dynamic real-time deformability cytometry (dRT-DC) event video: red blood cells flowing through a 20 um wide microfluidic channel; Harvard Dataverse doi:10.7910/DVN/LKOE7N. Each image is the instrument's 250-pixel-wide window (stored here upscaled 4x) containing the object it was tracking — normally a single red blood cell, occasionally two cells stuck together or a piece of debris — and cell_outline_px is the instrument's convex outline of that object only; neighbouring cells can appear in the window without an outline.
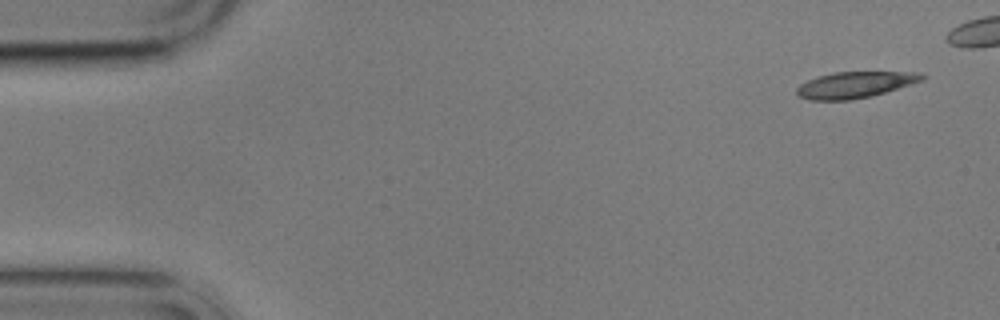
{"species": "common noctule bat (a hibernating species)", "species_latin": "Nyctalus noctula", "temperature_condition": "cold", "stored_images_in_passage": 5, "camera_frame_rate_fps": 3000, "um_per_image_px": 0.085, "animal": {"sex": "male", "body_mass_g": 17.9}, "frame": {"image": 1, "passage_image": 1, "time_ms": 0.0, "image_size_px": [1000, 320], "cell_outline_px": [[928, 76], [924, 80], [872, 96], [848, 100], [808, 100], [800, 96], [796, 92], [796, 88], [800, 84], [808, 80], [820, 76], [836, 72], [920, 72]], "centroid_in_image_um": [72.71, 7.2], "position_along_channel_um": 12.3, "area_um2": 19.07}}